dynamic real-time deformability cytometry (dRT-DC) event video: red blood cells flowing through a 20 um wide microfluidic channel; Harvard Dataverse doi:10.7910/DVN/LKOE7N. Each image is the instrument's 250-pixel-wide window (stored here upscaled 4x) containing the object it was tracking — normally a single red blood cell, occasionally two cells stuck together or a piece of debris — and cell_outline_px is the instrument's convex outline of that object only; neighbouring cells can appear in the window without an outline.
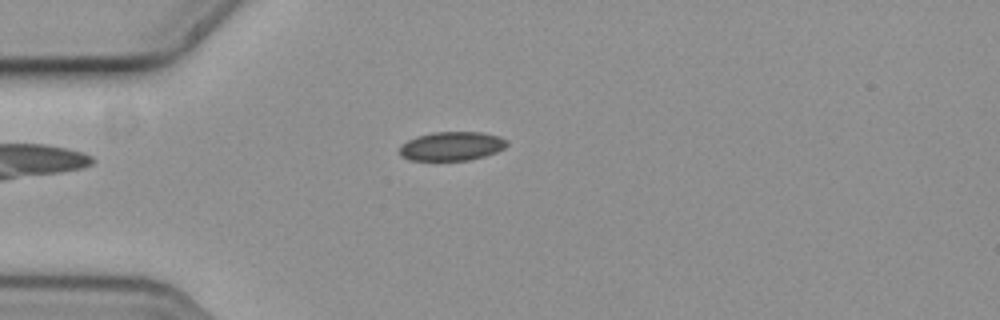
{"species": "common noctule bat (a hibernating species)", "species_latin": "Nyctalus noctula", "temperature_condition": "cold", "stored_images_in_passage": 3, "camera_frame_rate_fps": 3000, "um_per_image_px": 0.085, "animal": {"sex": "female", "body_mass_g": 19.3, "forearm_length_mm": 54.1}, "frame": {"image": 1, "passage_image": 3, "time_ms": 0.667, "image_size_px": [1000, 320], "cell_outline_px": [[508, 144], [504, 148], [496, 152], [484, 156], [468, 160], [408, 160], [400, 156], [400, 148], [408, 140], [416, 136], [432, 132], [480, 132], [500, 136], [508, 140]], "centroid_in_image_um": [38.41, 12.42], "position_along_channel_um": 46.6, "area_um2": 18.09}}